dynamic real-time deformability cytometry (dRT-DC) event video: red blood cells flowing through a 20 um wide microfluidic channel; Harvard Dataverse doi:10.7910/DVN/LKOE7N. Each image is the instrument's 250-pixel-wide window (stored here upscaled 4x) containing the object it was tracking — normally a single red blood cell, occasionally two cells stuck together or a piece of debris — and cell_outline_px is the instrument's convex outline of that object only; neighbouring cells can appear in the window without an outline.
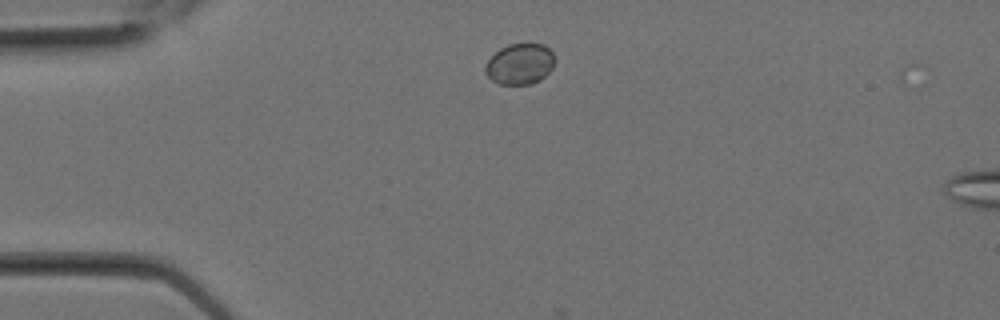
{"species": "Egyptian fruit bat (a non-hibernating species)", "species_latin": "Rousettus aegyptiacus", "temperature_condition": "room temperature", "stored_images_in_passage": 4, "camera_frame_rate_fps": 3000, "um_per_image_px": 0.085, "animal": {"sex": "female"}, "frame": {"image": 1, "passage_image": 2, "time_ms": 0.333, "image_size_px": [1000, 320], "cell_outline_px": [[556, 60], [552, 68], [540, 80], [532, 84], [500, 84], [492, 80], [484, 72], [484, 64], [500, 48], [508, 44], [528, 40], [544, 44], [556, 56]], "centroid_in_image_um": [44.21, 5.38], "position_along_channel_um": 40.8, "area_um2": 17.17}}